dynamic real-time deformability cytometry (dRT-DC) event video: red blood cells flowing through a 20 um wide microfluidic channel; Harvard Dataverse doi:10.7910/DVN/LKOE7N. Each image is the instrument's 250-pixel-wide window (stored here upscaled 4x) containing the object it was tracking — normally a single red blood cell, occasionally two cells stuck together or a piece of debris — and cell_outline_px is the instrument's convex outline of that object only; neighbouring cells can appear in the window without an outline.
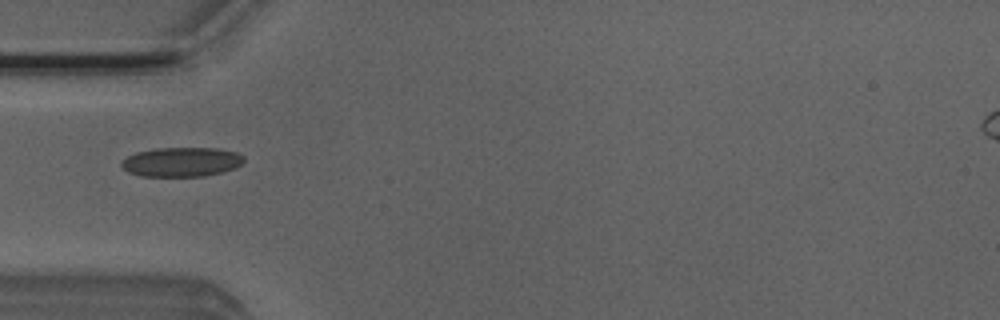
{"species": "Egyptian fruit bat (a non-hibernating species)", "species_latin": "Rousettus aegyptiacus", "temperature_condition": "room temperature", "stored_images_in_passage": 36, "camera_frame_rate_fps": 3000, "um_per_image_px": 0.085, "animal": {"sex": "male"}, "frame": {"image": 1, "passage_image": 1, "time_ms": 0.0, "image_size_px": [1000, 320], "cell_outline_px": [[244, 160], [236, 168], [204, 176], [140, 176], [128, 172], [120, 164], [120, 160], [136, 152], [156, 148], [220, 148], [236, 152], [244, 156]], "centroid_in_image_um": [15.41, 13.76], "position_along_channel_um": 69.6, "area_um2": 21.04}}
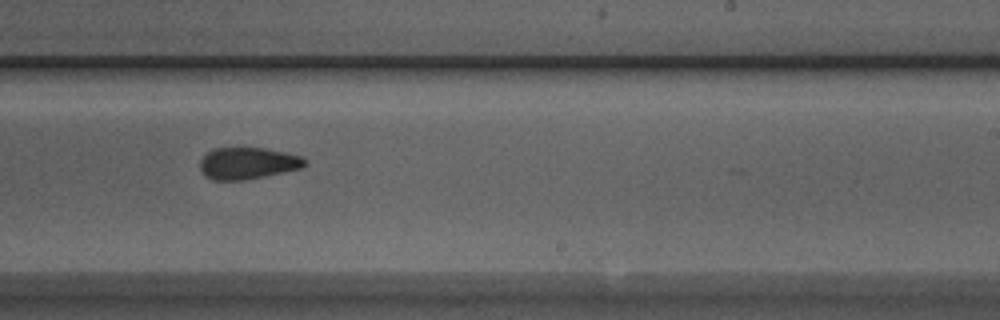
{"frame": {"image": 2, "passage_image": 16, "time_ms": 5.0, "image_size_px": [1000, 320], "cell_outline_px": [[308, 164], [300, 168], [264, 176], [244, 180], [212, 180], [204, 176], [200, 168], [200, 160], [212, 148], [264, 148], [284, 152], [300, 156], [308, 160]], "centroid_in_image_um": [21.04, 13.88], "position_along_channel_um": 268.0, "area_um2": 19.36}}
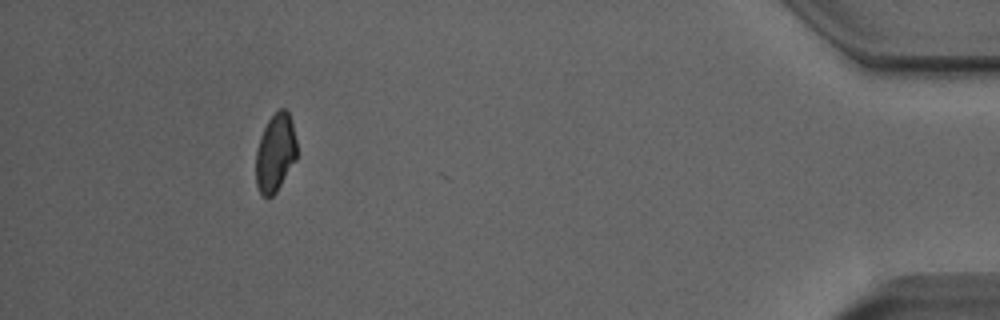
{"frame": {"image": 3, "passage_image": 32, "time_ms": 10.333, "image_size_px": [1000, 320], "cell_outline_px": [[296, 160], [276, 192], [268, 200], [260, 192], [256, 184], [256, 152], [260, 136], [268, 120], [280, 108], [284, 108], [288, 112], [292, 120], [296, 140]], "centroid_in_image_um": [23.4, 13.0], "position_along_channel_um": 411.8, "area_um2": 18.67}, "authors_computed_cell_mechanics": {"area_um2": 19.7965, "velocity_mm_per_s": 3.9569, "shape_relaxation_time_tau1_ms": 5.4004, "shape_relaxation_time_tau2_ms": 1.0731, "deformation_change_tau1": 0.1232, "deformation_change_tau2": 0.0533}}